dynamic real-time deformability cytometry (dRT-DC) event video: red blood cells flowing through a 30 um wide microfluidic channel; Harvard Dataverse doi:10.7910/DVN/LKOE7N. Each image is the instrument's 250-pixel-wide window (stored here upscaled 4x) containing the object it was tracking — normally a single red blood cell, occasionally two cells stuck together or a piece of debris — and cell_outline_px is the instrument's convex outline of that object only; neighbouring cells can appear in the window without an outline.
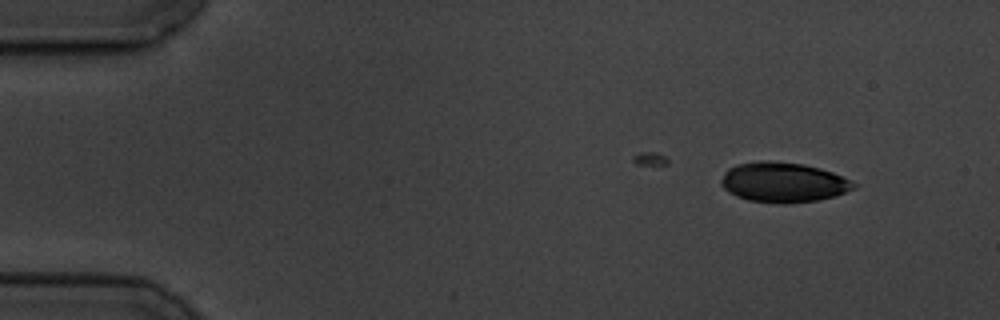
{"species": "common noctule bat (a hibernating species)", "species_latin": "Nyctalus noctula", "temperature_condition": "cold", "stored_images_in_passage": 4, "camera_frame_rate_fps": 3000, "um_per_image_px": 0.085, "animal": {"sex": "male", "body_mass_g": 19.5, "forearm_length_mm": 54.6}, "frame": {"image": 1, "passage_image": 1, "time_ms": 0.0, "image_size_px": [1000, 320], "cell_outline_px": [[856, 188], [836, 196], [816, 200], [780, 204], [748, 200], [736, 196], [728, 192], [720, 184], [720, 180], [724, 172], [728, 168], [736, 164], [760, 160], [764, 160], [804, 164], [820, 168], [832, 172], [856, 184]], "centroid_in_image_um": [66.53, 15.49], "position_along_channel_um": 18.5, "area_um2": 30.92}}
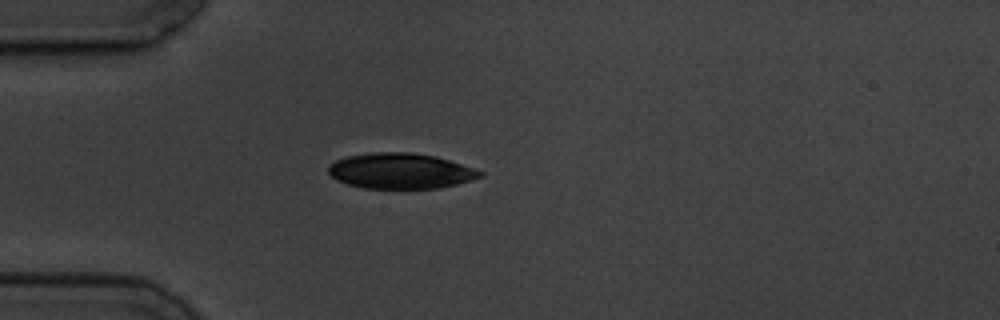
{"frame": {"image": 2, "passage_image": 3, "time_ms": 3.333, "image_size_px": [1000, 320], "cell_outline_px": [[484, 176], [472, 180], [456, 184], [436, 188], [364, 188], [348, 184], [336, 180], [328, 172], [328, 164], [336, 160], [348, 156], [372, 152], [408, 152], [436, 156], [484, 172]], "centroid_in_image_um": [34.02, 14.53], "position_along_channel_um": 51.0, "area_um2": 31.27}}